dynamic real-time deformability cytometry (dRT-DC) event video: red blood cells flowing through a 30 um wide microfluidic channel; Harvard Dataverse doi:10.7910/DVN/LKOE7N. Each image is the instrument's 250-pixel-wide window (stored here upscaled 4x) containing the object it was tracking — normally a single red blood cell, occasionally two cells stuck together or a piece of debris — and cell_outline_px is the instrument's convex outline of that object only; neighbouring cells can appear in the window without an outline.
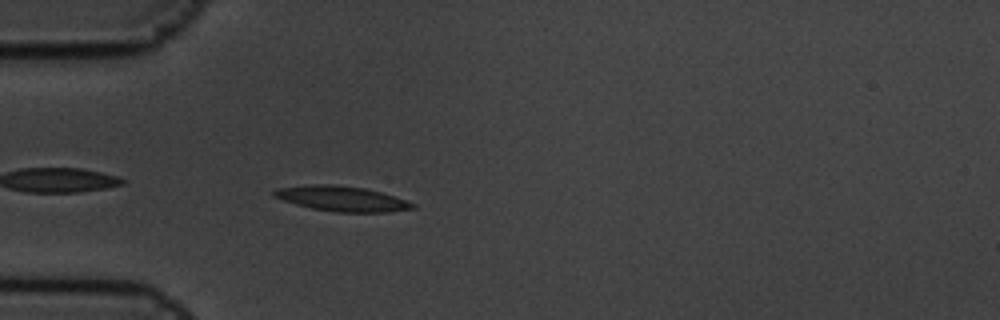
{"species": "common noctule bat (a hibernating species)", "species_latin": "Nyctalus noctula", "temperature_condition": "cold", "stored_images_in_passage": 4, "camera_frame_rate_fps": 3000, "um_per_image_px": 0.085, "animal": {"sex": "male", "body_mass_g": 19.5, "forearm_length_mm": 54.6}, "frame": {"image": 1, "passage_image": 4, "time_ms": 1.0, "image_size_px": [1000, 320], "cell_outline_px": [[416, 208], [388, 212], [336, 212], [312, 208], [296, 204], [272, 196], [272, 192], [276, 188], [312, 184], [332, 184], [364, 188], [380, 192], [416, 204]], "centroid_in_image_um": [29.03, 16.88], "position_along_channel_um": 56.0, "area_um2": 20.11}}